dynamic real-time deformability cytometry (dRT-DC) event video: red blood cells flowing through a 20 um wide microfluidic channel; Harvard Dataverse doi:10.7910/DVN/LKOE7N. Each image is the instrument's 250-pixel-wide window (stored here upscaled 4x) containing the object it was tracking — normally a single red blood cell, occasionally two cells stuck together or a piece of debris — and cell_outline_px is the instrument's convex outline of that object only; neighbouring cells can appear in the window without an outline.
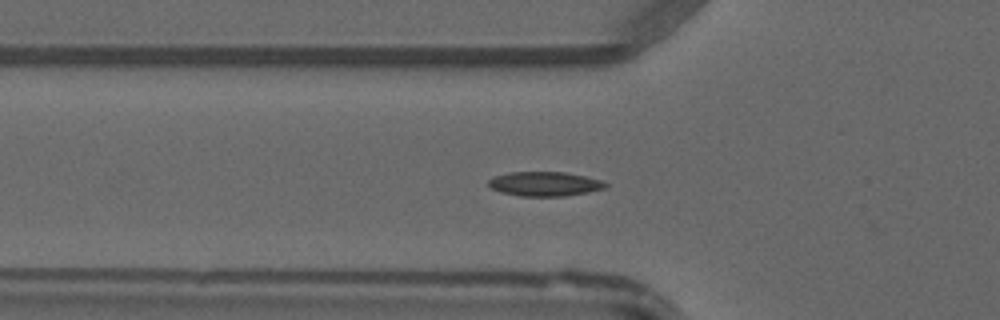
{"species": "common noctule bat (a hibernating species)", "species_latin": "Nyctalus noctula", "temperature_condition": "warm", "stored_images_in_passage": 40, "camera_frame_rate_fps": 3000, "um_per_image_px": 0.085, "animal": {"sex": "male", "forearm_length_mm": 52.5}, "frame": {"image": 1, "passage_image": 9, "time_ms": 2.667, "image_size_px": [1000, 320], "cell_outline_px": [[608, 188], [588, 192], [564, 196], [520, 196], [500, 192], [492, 188], [488, 184], [488, 180], [496, 176], [508, 172], [564, 172], [584, 176], [600, 180], [608, 184]], "centroid_in_image_um": [46.31, 15.63], "position_along_channel_um": 79.5, "area_um2": 16.59}}
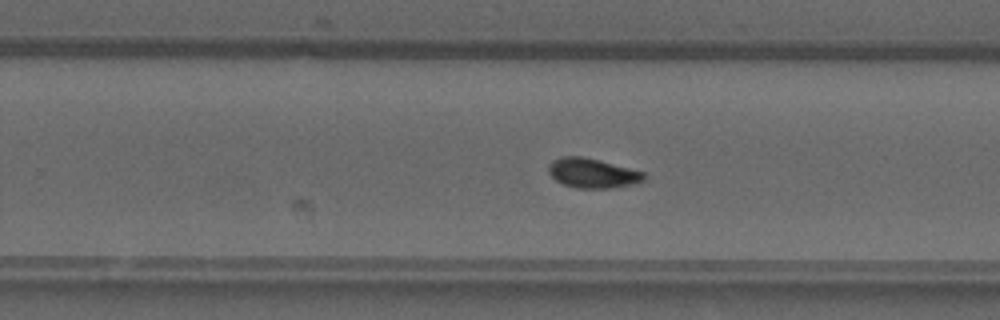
{"frame": {"image": 2, "passage_image": 23, "time_ms": 7.333, "image_size_px": [1000, 320], "cell_outline_px": [[648, 176], [644, 180], [636, 184], [608, 188], [576, 188], [564, 184], [556, 180], [548, 172], [548, 164], [552, 160], [564, 156], [584, 156], [644, 172]], "centroid_in_image_um": [50.37, 14.71], "position_along_channel_um": 279.4, "area_um2": 16.53}}
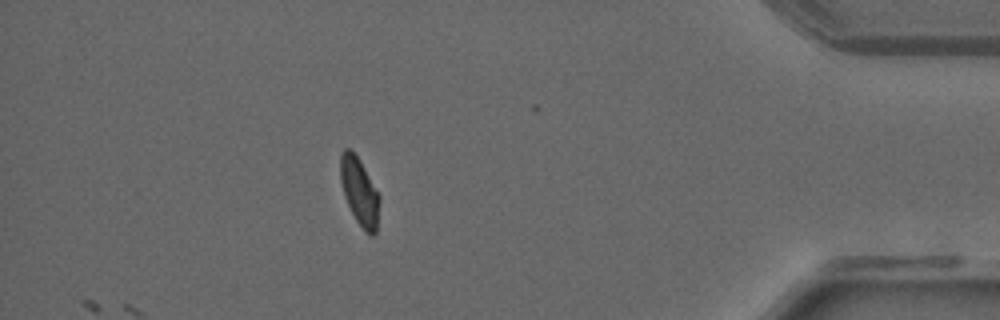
{"frame": {"image": 3, "passage_image": 35, "time_ms": 11.333, "image_size_px": [1000, 320], "cell_outline_px": [[380, 200], [376, 232], [372, 236], [368, 236], [356, 220], [344, 196], [340, 180], [340, 156], [344, 148], [348, 148], [360, 160], [380, 196]], "centroid_in_image_um": [30.56, 16.31], "position_along_channel_um": 404.6, "area_um2": 15.32}}